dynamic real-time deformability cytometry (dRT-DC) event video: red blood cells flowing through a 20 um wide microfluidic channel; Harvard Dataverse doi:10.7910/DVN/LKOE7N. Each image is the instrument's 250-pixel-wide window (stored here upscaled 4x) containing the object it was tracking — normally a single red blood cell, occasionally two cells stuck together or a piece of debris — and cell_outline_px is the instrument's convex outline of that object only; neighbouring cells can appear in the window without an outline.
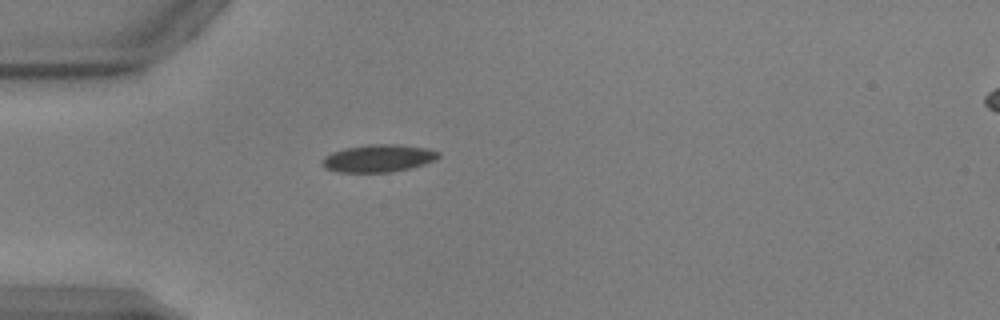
{"species": "common noctule bat (a hibernating species)", "species_latin": "Nyctalus noctula", "temperature_condition": "warm", "stored_images_in_passage": 36, "camera_frame_rate_fps": 3000, "um_per_image_px": 0.085, "animal": {"sex": "male", "body_mass_g": 17.9, "forearm_length_mm": 54.2}, "frame": {"image": 1, "passage_image": 1, "time_ms": 0.0, "image_size_px": [1000, 320], "cell_outline_px": [[440, 156], [436, 160], [424, 164], [408, 168], [388, 172], [340, 172], [324, 168], [320, 164], [324, 156], [332, 152], [348, 148], [368, 144], [396, 144], [428, 148], [440, 152]], "centroid_in_image_um": [32.16, 13.45], "position_along_channel_um": 52.8, "area_um2": 18.61}}
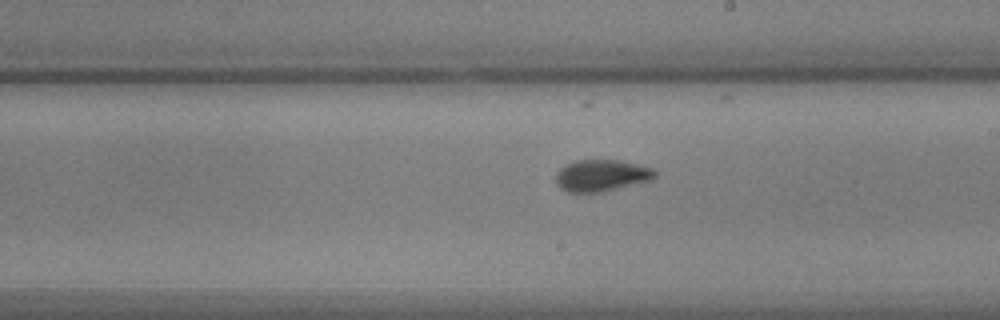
{"frame": {"image": 2, "passage_image": 16, "time_ms": 5.0, "image_size_px": [1000, 320], "cell_outline_px": [[656, 176], [652, 180], [600, 192], [568, 192], [560, 188], [556, 184], [556, 172], [564, 164], [576, 160], [620, 160], [652, 168], [656, 172]], "centroid_in_image_um": [51.1, 14.91], "position_along_channel_um": 237.9, "area_um2": 18.32}}
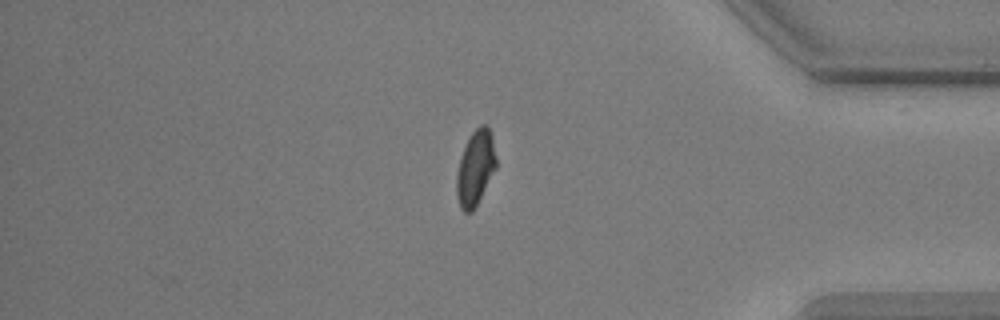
{"frame": {"image": 3, "passage_image": 30, "time_ms": 9.667, "image_size_px": [1000, 320], "cell_outline_px": [[496, 168], [472, 212], [464, 212], [460, 208], [456, 196], [456, 176], [460, 160], [464, 148], [472, 132], [480, 124], [488, 124], [492, 136], [496, 156]], "centroid_in_image_um": [40.41, 14.26], "position_along_channel_um": 394.8, "area_um2": 17.17}}